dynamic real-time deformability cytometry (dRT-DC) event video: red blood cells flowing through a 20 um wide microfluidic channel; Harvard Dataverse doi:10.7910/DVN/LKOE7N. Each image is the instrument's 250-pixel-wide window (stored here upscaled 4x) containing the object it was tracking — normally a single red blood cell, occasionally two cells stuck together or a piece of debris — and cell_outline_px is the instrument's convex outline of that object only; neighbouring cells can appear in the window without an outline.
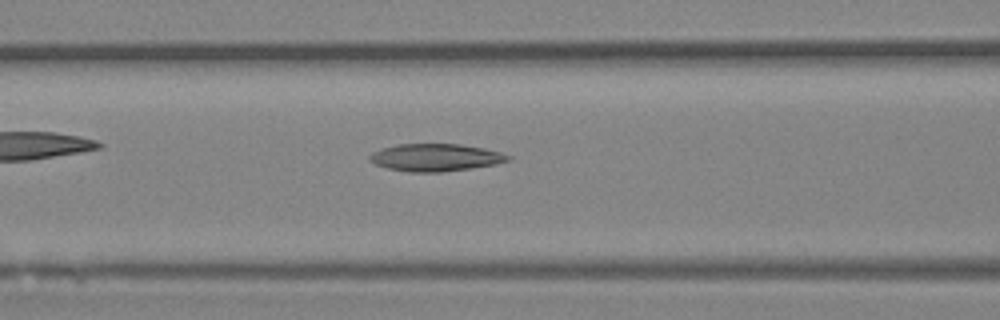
{"species": "Egyptian fruit bat (a non-hibernating species)", "species_latin": "Rousettus aegyptiacus", "temperature_condition": "room temperature", "stored_images_in_passage": 46, "camera_frame_rate_fps": 3000, "um_per_image_px": 0.085, "animal": {"sex": "female"}, "frame": {"image": 1, "passage_image": 18, "time_ms": 5.667, "image_size_px": [1000, 320], "cell_outline_px": [[512, 156], [508, 160], [496, 164], [472, 168], [440, 172], [408, 172], [388, 168], [376, 164], [368, 160], [368, 156], [372, 152], [396, 144], [460, 144], [484, 148], [500, 152]], "centroid_in_image_um": [37.01, 13.38], "position_along_channel_um": 129.6, "area_um2": 22.08}}
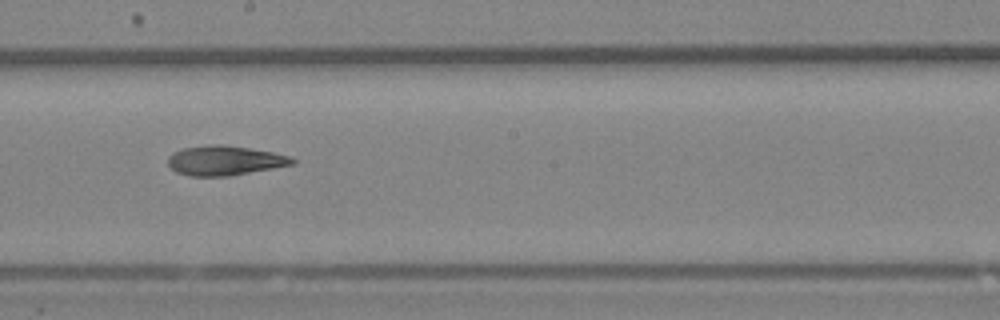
{"frame": {"image": 2, "passage_image": 25, "time_ms": 8.0, "image_size_px": [1000, 320], "cell_outline_px": [[296, 164], [228, 176], [188, 176], [176, 172], [168, 164], [168, 156], [172, 152], [184, 148], [216, 144], [220, 144], [248, 148], [272, 152], [288, 156], [296, 160]], "centroid_in_image_um": [19.09, 13.65], "position_along_channel_um": 229.1, "area_um2": 21.33}}
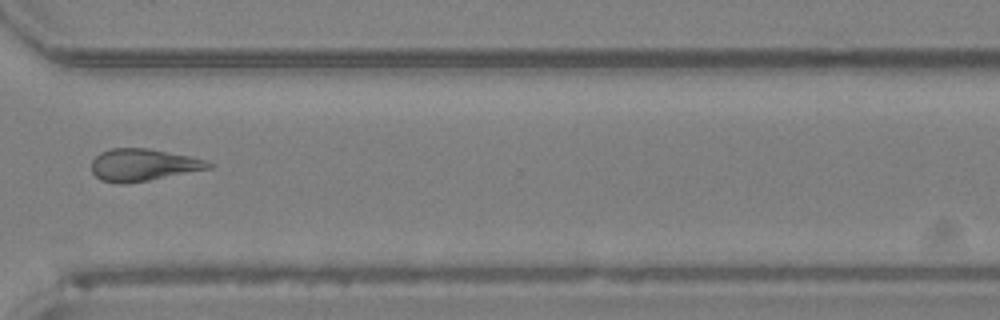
{"frame": {"image": 3, "passage_image": 34, "time_ms": 11.0, "image_size_px": [1000, 320], "cell_outline_px": [[212, 168], [148, 180], [124, 184], [120, 184], [100, 180], [92, 172], [92, 160], [100, 152], [112, 148], [148, 148], [188, 156], [204, 160], [212, 164]], "centroid_in_image_um": [12.12, 14.02], "position_along_channel_um": 358.5, "area_um2": 21.73}}